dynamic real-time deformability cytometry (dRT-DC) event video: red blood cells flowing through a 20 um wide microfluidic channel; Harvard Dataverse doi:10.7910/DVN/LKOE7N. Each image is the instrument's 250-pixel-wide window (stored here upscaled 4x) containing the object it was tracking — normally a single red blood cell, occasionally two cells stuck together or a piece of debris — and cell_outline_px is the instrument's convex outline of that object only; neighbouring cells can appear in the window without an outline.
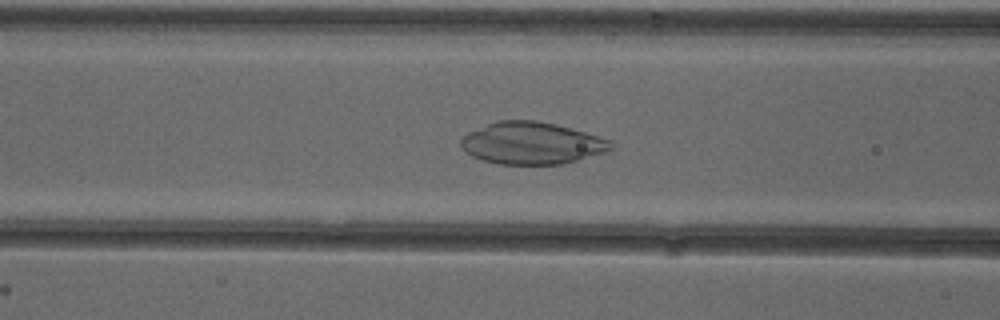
{"species": "common noctule bat (a hibernating species)", "species_latin": "Nyctalus noctula", "temperature_condition": "cold", "stored_images_in_passage": 48, "camera_frame_rate_fps": 3000, "um_per_image_px": 0.085, "animal": {"sex": "female"}, "frame": {"image": 1, "passage_image": 22, "time_ms": 7.0, "image_size_px": [1000, 320], "cell_outline_px": [[612, 148], [608, 152], [560, 164], [496, 164], [472, 156], [460, 148], [460, 140], [468, 132], [496, 120], [536, 120], [556, 124], [612, 140]], "centroid_in_image_um": [45.18, 12.16], "position_along_channel_um": 121.4, "area_um2": 36.82}}
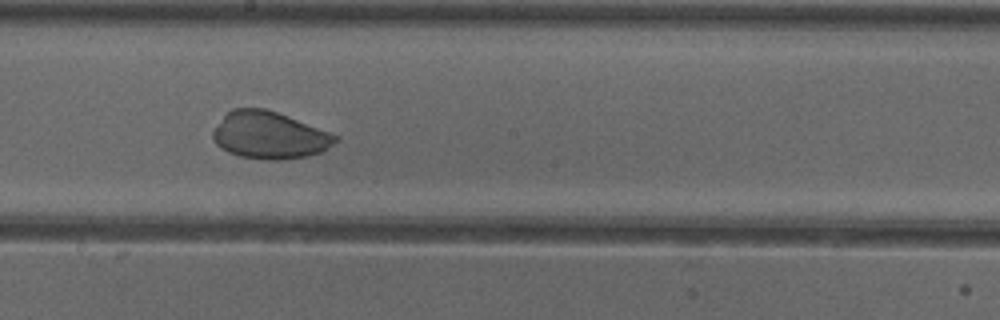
{"frame": {"image": 2, "passage_image": 30, "time_ms": 9.667, "image_size_px": [1000, 320], "cell_outline_px": [[340, 140], [324, 152], [308, 156], [280, 160], [268, 160], [240, 156], [228, 152], [220, 148], [212, 140], [212, 132], [224, 116], [232, 108], [264, 108], [288, 116], [340, 136]], "centroid_in_image_um": [22.93, 11.51], "position_along_channel_um": 225.3, "area_um2": 33.87}}
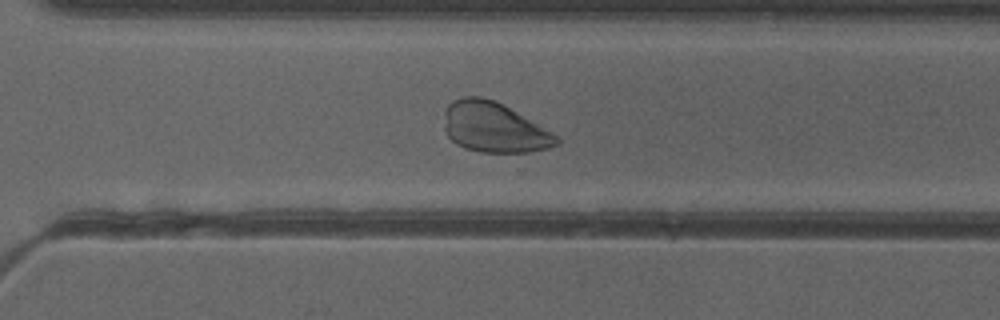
{"frame": {"image": 3, "passage_image": 38, "time_ms": 12.333, "image_size_px": [1000, 320], "cell_outline_px": [[560, 144], [548, 148], [528, 152], [480, 152], [464, 148], [456, 144], [448, 136], [444, 128], [444, 112], [448, 104], [452, 100], [464, 96], [480, 96], [492, 100], [516, 112], [556, 136], [560, 140]], "centroid_in_image_um": [41.92, 10.84], "position_along_channel_um": 328.7, "area_um2": 32.37}}